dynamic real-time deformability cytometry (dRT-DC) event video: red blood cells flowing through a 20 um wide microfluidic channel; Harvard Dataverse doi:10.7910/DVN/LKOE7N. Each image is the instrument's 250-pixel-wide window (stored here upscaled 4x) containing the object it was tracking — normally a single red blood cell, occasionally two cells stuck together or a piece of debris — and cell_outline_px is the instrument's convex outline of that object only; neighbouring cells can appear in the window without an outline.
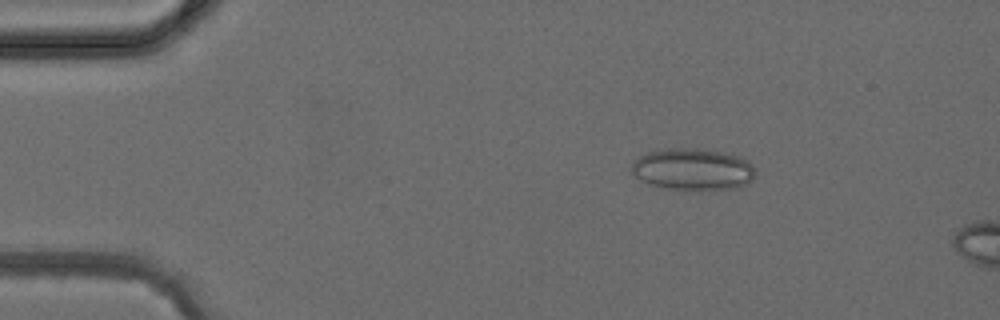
{"species": "common noctule bat (a hibernating species)", "species_latin": "Nyctalus noctula", "temperature_condition": "cold", "stored_images_in_passage": 4, "camera_frame_rate_fps": 3000, "um_per_image_px": 0.085, "animal": {"sex": "female", "body_mass_g": 24.6, "forearm_length_mm": 56.2}, "frame": {"image": 1, "passage_image": 2, "time_ms": 1.333, "image_size_px": [1000, 320], "cell_outline_px": [[756, 172], [752, 180], [748, 184], [736, 188], [664, 188], [648, 184], [632, 176], [632, 164], [640, 156], [648, 152], [668, 148], [704, 148], [740, 156], [748, 160], [752, 164]], "centroid_in_image_um": [58.9, 14.36], "position_along_channel_um": 26.1, "area_um2": 30.06}}